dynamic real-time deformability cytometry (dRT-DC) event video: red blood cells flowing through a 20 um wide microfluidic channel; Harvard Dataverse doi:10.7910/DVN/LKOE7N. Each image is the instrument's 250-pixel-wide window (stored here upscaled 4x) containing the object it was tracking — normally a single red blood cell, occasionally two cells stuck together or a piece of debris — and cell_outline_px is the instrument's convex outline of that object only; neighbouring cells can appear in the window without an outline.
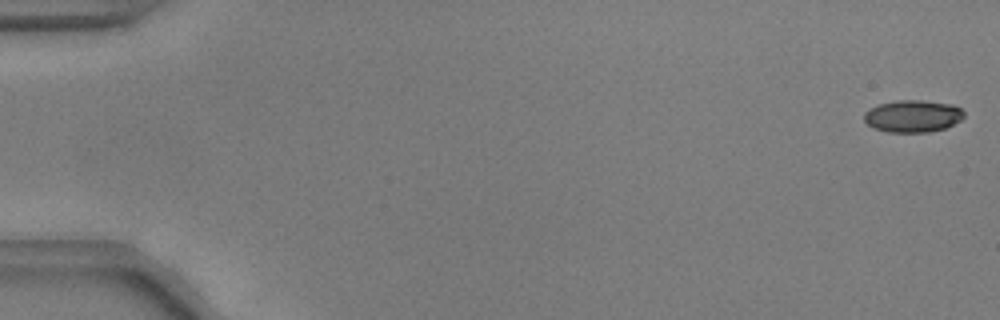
{"species": "common noctule bat (a hibernating species)", "species_latin": "Nyctalus noctula", "temperature_condition": "warm", "stored_images_in_passage": 8, "camera_frame_rate_fps": 3000, "um_per_image_px": 0.085, "animal": {"sex": "male", "body_mass_g": 17.9, "forearm_length_mm": 54.2}, "frame": {"image": 1, "passage_image": 1, "time_ms": 0.0, "image_size_px": [1000, 320], "cell_outline_px": [[964, 116], [960, 120], [944, 128], [928, 132], [888, 132], [872, 128], [864, 120], [864, 112], [880, 104], [896, 100], [920, 100], [952, 104], [960, 108], [964, 112]], "centroid_in_image_um": [77.57, 9.87], "position_along_channel_um": 7.4, "area_um2": 18.61}}